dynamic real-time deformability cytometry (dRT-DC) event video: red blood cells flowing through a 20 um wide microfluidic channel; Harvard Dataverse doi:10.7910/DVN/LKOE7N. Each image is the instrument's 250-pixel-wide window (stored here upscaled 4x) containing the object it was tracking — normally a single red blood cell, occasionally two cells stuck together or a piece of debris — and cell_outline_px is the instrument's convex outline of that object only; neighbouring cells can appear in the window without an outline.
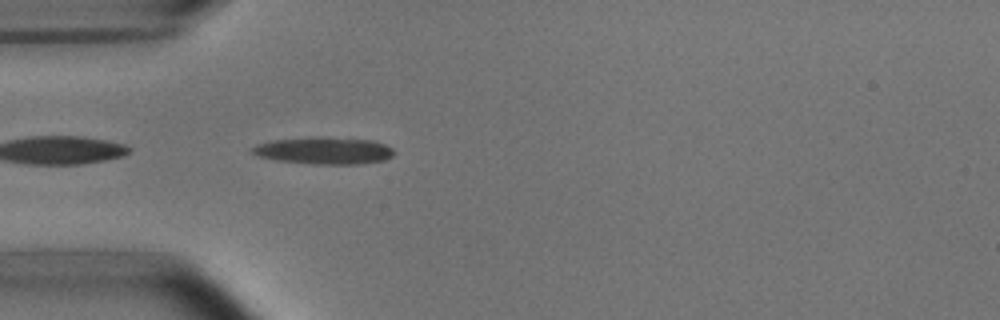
{"species": "common noctule bat (a hibernating species)", "species_latin": "Nyctalus noctula", "temperature_condition": "room temperature", "stored_images_in_passage": 38, "camera_frame_rate_fps": 3000, "um_per_image_px": 0.085, "animal": {"sex": "male", "body_mass_g": 15.6}, "frame": {"image": 1, "passage_image": 1, "time_ms": 0.0, "image_size_px": [1000, 320], "cell_outline_px": [[396, 152], [392, 156], [384, 160], [360, 164], [316, 164], [276, 160], [256, 156], [248, 148], [256, 144], [272, 140], [316, 136], [320, 136], [372, 140], [384, 144], [392, 148]], "centroid_in_image_um": [27.51, 12.79], "position_along_channel_um": 57.5, "area_um2": 22.66}}
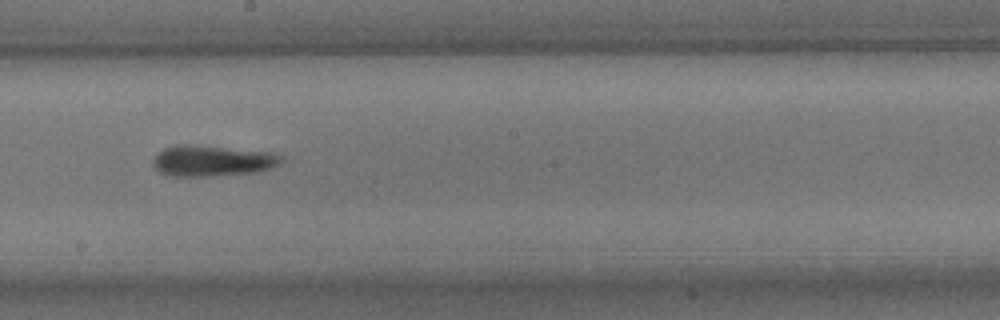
{"frame": {"image": 2, "passage_image": 15, "time_ms": 4.667, "image_size_px": [1000, 320], "cell_outline_px": [[284, 160], [280, 164], [272, 168], [260, 172], [208, 176], [168, 176], [160, 172], [152, 164], [152, 160], [164, 148], [176, 144], [192, 144], [272, 152], [284, 156]], "centroid_in_image_um": [18.09, 13.66], "position_along_channel_um": 230.1, "area_um2": 23.47}}
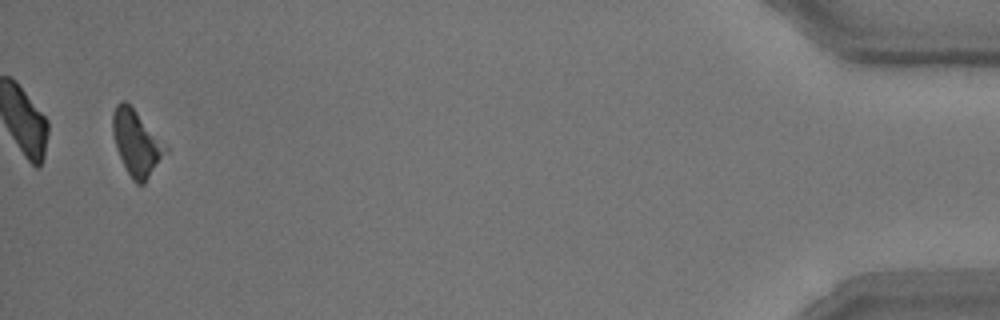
{"frame": {"image": 3, "passage_image": 37, "time_ms": 12.0, "image_size_px": [1000, 320], "cell_outline_px": [[168, 152], [144, 184], [136, 184], [132, 180], [116, 148], [112, 132], [112, 112], [116, 104], [120, 100], [124, 100], [136, 112], [168, 148]], "centroid_in_image_um": [11.58, 12.16], "position_along_channel_um": 423.6, "area_um2": 19.83}, "authors_computed_cell_mechanics": {"area_um2": 21.9929, "velocity_mm_per_s": 3.7564, "shape_relaxation_time_tau1_ms": 2.91, "shape_relaxation_time_tau2_ms": 9.7448, "deformation_change_tau1": 0.119, "deformation_change_tau2": 0.2522}}